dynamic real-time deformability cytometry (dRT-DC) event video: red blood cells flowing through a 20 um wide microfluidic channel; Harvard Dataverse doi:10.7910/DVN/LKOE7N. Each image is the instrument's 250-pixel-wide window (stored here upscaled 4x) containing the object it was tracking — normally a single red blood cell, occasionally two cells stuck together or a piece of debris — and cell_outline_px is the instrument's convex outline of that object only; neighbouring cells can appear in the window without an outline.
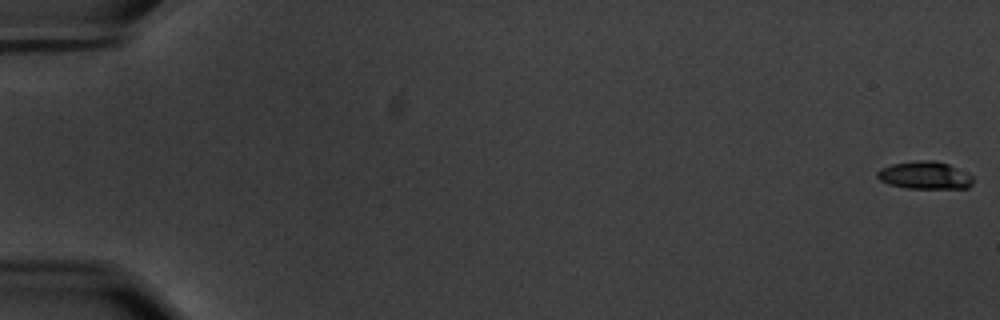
{"species": "common noctule bat (a hibernating species)", "species_latin": "Nyctalus noctula", "temperature_condition": "warm", "stored_images_in_passage": 54, "camera_frame_rate_fps": 3000, "um_per_image_px": 0.085, "animal": {"sex": "male", "body_mass_g": 20.1, "forearm_length_mm": 53.5}, "frame": {"image": 1, "passage_image": 1, "time_ms": 0.0, "image_size_px": [1000, 320], "cell_outline_px": [[972, 184], [968, 188], [908, 188], [888, 184], [880, 180], [876, 176], [876, 172], [880, 168], [892, 164], [916, 160], [936, 160], [948, 164], [972, 176]], "centroid_in_image_um": [78.57, 14.89], "position_along_channel_um": 6.4, "area_um2": 15.37}}
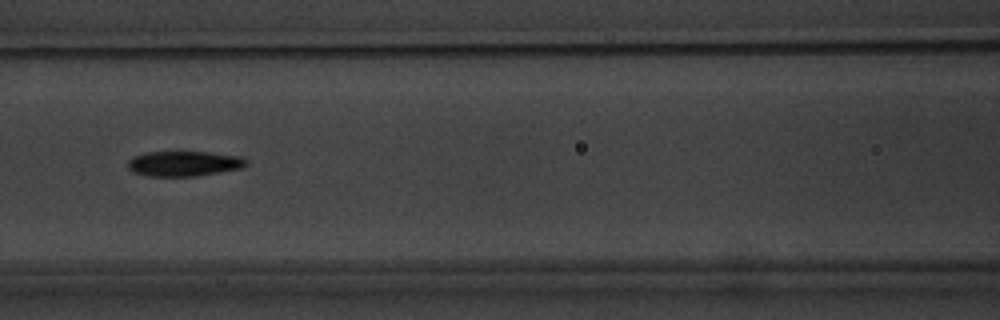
{"frame": {"image": 2, "passage_image": 28, "time_ms": 9.0, "image_size_px": [1000, 320], "cell_outline_px": [[248, 164], [244, 168], [196, 176], [148, 176], [132, 172], [128, 168], [128, 160], [132, 156], [148, 152], [204, 152], [240, 156], [248, 160]], "centroid_in_image_um": [15.64, 13.91], "position_along_channel_um": 151.0, "area_um2": 17.46}}
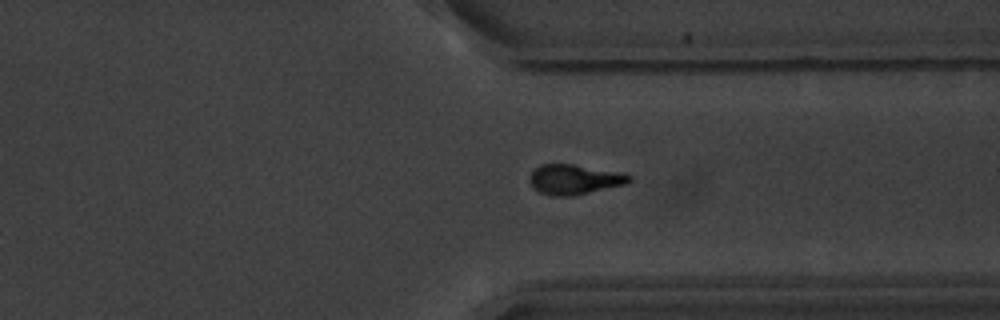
{"frame": {"image": 3, "passage_image": 46, "time_ms": 15.0, "image_size_px": [1000, 320], "cell_outline_px": [[632, 180], [624, 184], [572, 196], [552, 196], [540, 192], [532, 188], [528, 180], [528, 176], [540, 164], [572, 164], [624, 172], [632, 176]], "centroid_in_image_um": [48.8, 15.24], "position_along_channel_um": 362.6, "area_um2": 17.51}}